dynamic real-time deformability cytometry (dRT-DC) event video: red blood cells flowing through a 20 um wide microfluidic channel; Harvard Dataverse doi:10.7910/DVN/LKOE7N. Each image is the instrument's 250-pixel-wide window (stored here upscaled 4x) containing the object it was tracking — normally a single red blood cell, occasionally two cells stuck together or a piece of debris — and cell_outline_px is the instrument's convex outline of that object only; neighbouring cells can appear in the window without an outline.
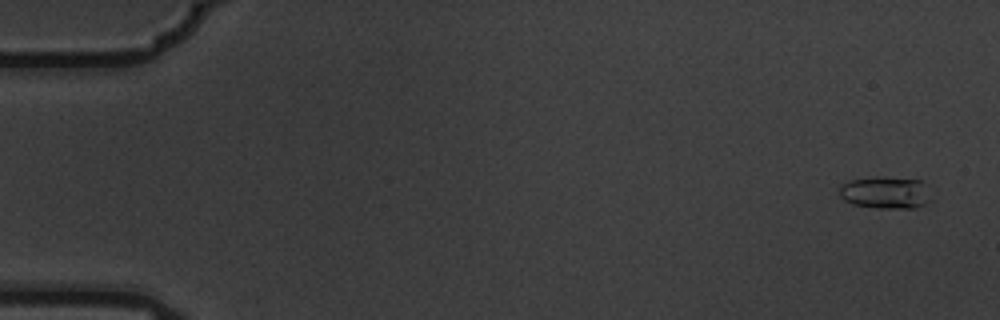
{"species": "common noctule bat (a hibernating species)", "species_latin": "Nyctalus noctula", "temperature_condition": "warm", "stored_images_in_passage": 5, "camera_frame_rate_fps": 3000, "um_per_image_px": 0.085, "animal": {"sex": "male", "body_mass_g": 19.5, "forearm_length_mm": 54.6}, "frame": {"image": 1, "passage_image": 1, "time_ms": 0.0, "image_size_px": [1000, 320], "cell_outline_px": [[932, 200], [916, 208], [876, 208], [852, 204], [844, 200], [840, 196], [840, 184], [852, 180], [872, 176], [880, 176], [920, 180]], "centroid_in_image_um": [75.23, 16.37], "position_along_channel_um": 9.8, "area_um2": 17.22}}